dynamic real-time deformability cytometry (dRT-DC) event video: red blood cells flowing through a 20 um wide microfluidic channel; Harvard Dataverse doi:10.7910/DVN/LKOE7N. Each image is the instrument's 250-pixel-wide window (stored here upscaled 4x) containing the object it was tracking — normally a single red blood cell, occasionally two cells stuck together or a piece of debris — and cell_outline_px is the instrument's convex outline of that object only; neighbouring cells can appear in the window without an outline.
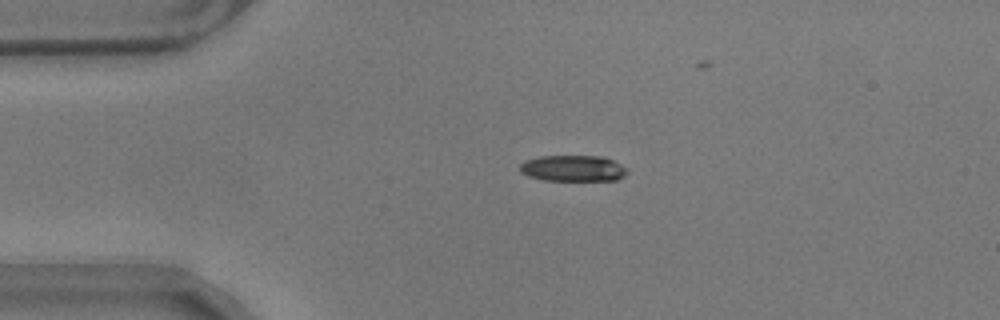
{"species": "common noctule bat (a hibernating species)", "species_latin": "Nyctalus noctula", "temperature_condition": "warm", "stored_images_in_passage": 33, "camera_frame_rate_fps": 3000, "um_per_image_px": 0.085, "animal": {"sex": "male", "body_mass_g": 17.9}, "frame": {"image": 1, "passage_image": 1, "time_ms": 0.0, "image_size_px": [1000, 320], "cell_outline_px": [[628, 172], [624, 176], [616, 180], [544, 180], [528, 176], [520, 172], [520, 164], [524, 160], [540, 156], [600, 156], [612, 160], [628, 168]], "centroid_in_image_um": [48.7, 14.3], "position_along_channel_um": 36.3, "area_um2": 16.36}}
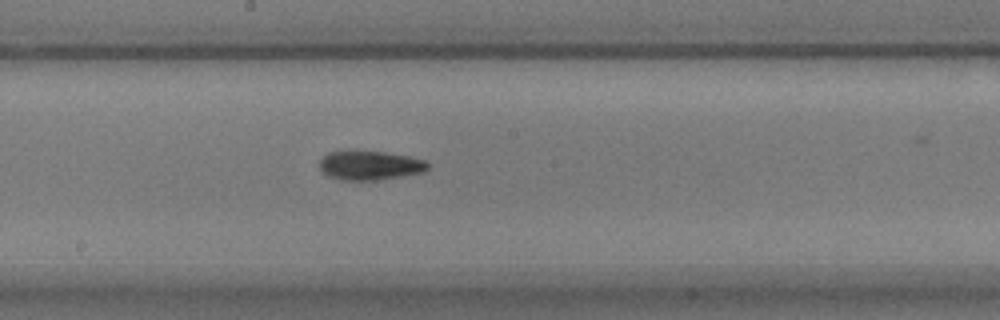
{"frame": {"image": 2, "passage_image": 19, "time_ms": 6.0, "image_size_px": [1000, 320], "cell_outline_px": [[428, 168], [424, 172], [376, 180], [340, 180], [328, 176], [320, 168], [320, 160], [328, 152], [352, 148], [356, 148], [412, 156], [428, 160]], "centroid_in_image_um": [31.43, 14.01], "position_along_channel_um": 216.8, "area_um2": 19.07}}
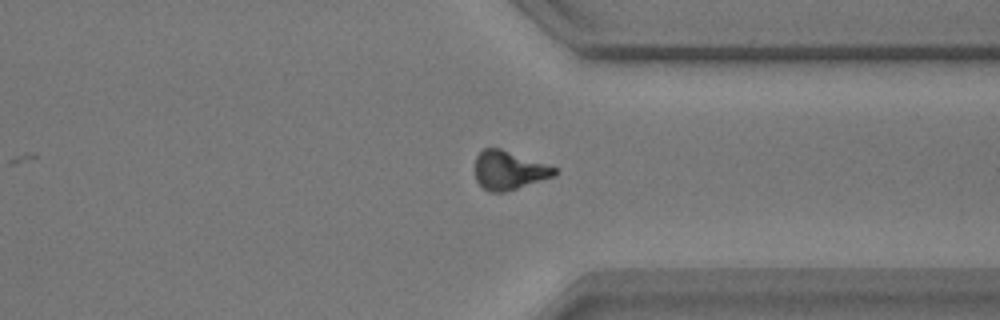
{"frame": {"image": 3, "passage_image": 32, "time_ms": 10.333, "image_size_px": [1000, 320], "cell_outline_px": [[560, 172], [556, 176], [504, 192], [488, 192], [476, 180], [476, 156], [484, 148], [500, 148], [560, 168]], "centroid_in_image_um": [43.33, 14.47], "position_along_channel_um": 368.1, "area_um2": 18.09}}